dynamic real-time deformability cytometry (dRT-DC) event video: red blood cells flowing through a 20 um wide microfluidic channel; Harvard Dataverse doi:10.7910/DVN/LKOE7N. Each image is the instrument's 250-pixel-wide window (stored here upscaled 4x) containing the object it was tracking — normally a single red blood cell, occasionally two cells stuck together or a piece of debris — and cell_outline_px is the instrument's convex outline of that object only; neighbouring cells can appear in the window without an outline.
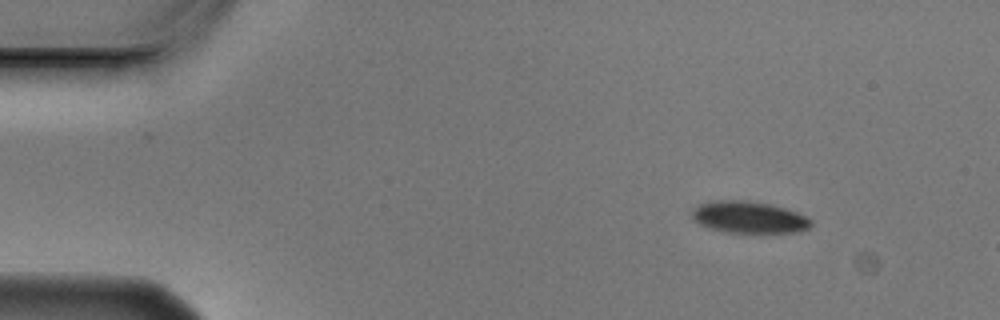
{"species": "Egyptian fruit bat (a non-hibernating species)", "species_latin": "Rousettus aegyptiacus", "temperature_condition": "cold", "stored_images_in_passage": 3, "camera_frame_rate_fps": 3000, "um_per_image_px": 0.085, "animal": {"sex": "male"}, "frame": {"image": 1, "passage_image": 1, "time_ms": 0.0, "image_size_px": [1000, 320], "cell_outline_px": [[812, 224], [808, 228], [796, 232], [728, 232], [708, 228], [700, 224], [692, 216], [692, 208], [700, 204], [716, 200], [744, 200], [772, 204], [796, 212], [812, 220]], "centroid_in_image_um": [63.64, 18.45], "position_along_channel_um": 21.4, "area_um2": 21.85}}